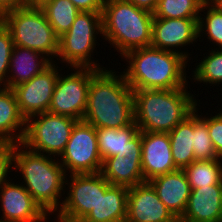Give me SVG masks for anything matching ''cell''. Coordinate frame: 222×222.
<instances>
[{
    "label": "cell",
    "instance_id": "d6a6232c",
    "mask_svg": "<svg viewBox=\"0 0 222 222\" xmlns=\"http://www.w3.org/2000/svg\"><path fill=\"white\" fill-rule=\"evenodd\" d=\"M13 165L14 143L0 142V188L8 181L7 175L11 172Z\"/></svg>",
    "mask_w": 222,
    "mask_h": 222
},
{
    "label": "cell",
    "instance_id": "e0dca14e",
    "mask_svg": "<svg viewBox=\"0 0 222 222\" xmlns=\"http://www.w3.org/2000/svg\"><path fill=\"white\" fill-rule=\"evenodd\" d=\"M179 222H222V185L191 190Z\"/></svg>",
    "mask_w": 222,
    "mask_h": 222
},
{
    "label": "cell",
    "instance_id": "4fadbf2b",
    "mask_svg": "<svg viewBox=\"0 0 222 222\" xmlns=\"http://www.w3.org/2000/svg\"><path fill=\"white\" fill-rule=\"evenodd\" d=\"M197 38L198 18L171 19L153 17L150 45L152 47L181 54L189 61L191 60L189 58L191 55L178 49L197 42ZM174 47L176 48L174 49Z\"/></svg>",
    "mask_w": 222,
    "mask_h": 222
},
{
    "label": "cell",
    "instance_id": "8fae6325",
    "mask_svg": "<svg viewBox=\"0 0 222 222\" xmlns=\"http://www.w3.org/2000/svg\"><path fill=\"white\" fill-rule=\"evenodd\" d=\"M67 177L65 185L68 186L66 191H69L66 193L67 197L60 200L62 205L57 214L69 219L83 220L97 205L100 194H104L111 184L100 172L73 174L69 176L70 181Z\"/></svg>",
    "mask_w": 222,
    "mask_h": 222
},
{
    "label": "cell",
    "instance_id": "f35d334b",
    "mask_svg": "<svg viewBox=\"0 0 222 222\" xmlns=\"http://www.w3.org/2000/svg\"><path fill=\"white\" fill-rule=\"evenodd\" d=\"M4 14L5 12L0 8V24H3Z\"/></svg>",
    "mask_w": 222,
    "mask_h": 222
},
{
    "label": "cell",
    "instance_id": "277c9868",
    "mask_svg": "<svg viewBox=\"0 0 222 222\" xmlns=\"http://www.w3.org/2000/svg\"><path fill=\"white\" fill-rule=\"evenodd\" d=\"M187 88L133 90L134 121L141 132L169 133L195 109Z\"/></svg>",
    "mask_w": 222,
    "mask_h": 222
},
{
    "label": "cell",
    "instance_id": "7c38bea8",
    "mask_svg": "<svg viewBox=\"0 0 222 222\" xmlns=\"http://www.w3.org/2000/svg\"><path fill=\"white\" fill-rule=\"evenodd\" d=\"M57 68L58 66L56 67L52 62L30 81L12 88L19 110L26 120L49 110L56 80L60 73Z\"/></svg>",
    "mask_w": 222,
    "mask_h": 222
},
{
    "label": "cell",
    "instance_id": "9c48e42d",
    "mask_svg": "<svg viewBox=\"0 0 222 222\" xmlns=\"http://www.w3.org/2000/svg\"><path fill=\"white\" fill-rule=\"evenodd\" d=\"M58 160L65 174L68 171L69 175L99 173L103 160L98 150L97 129L83 120L78 121Z\"/></svg>",
    "mask_w": 222,
    "mask_h": 222
},
{
    "label": "cell",
    "instance_id": "74e56055",
    "mask_svg": "<svg viewBox=\"0 0 222 222\" xmlns=\"http://www.w3.org/2000/svg\"><path fill=\"white\" fill-rule=\"evenodd\" d=\"M56 215H58L57 222H83L82 220H74V219L66 218L60 214H56Z\"/></svg>",
    "mask_w": 222,
    "mask_h": 222
},
{
    "label": "cell",
    "instance_id": "3957f363",
    "mask_svg": "<svg viewBox=\"0 0 222 222\" xmlns=\"http://www.w3.org/2000/svg\"><path fill=\"white\" fill-rule=\"evenodd\" d=\"M56 159L33 151L22 143L14 144L13 169L20 171L25 182L22 185L48 216L59 211L62 205L59 199L65 194L63 190L68 175Z\"/></svg>",
    "mask_w": 222,
    "mask_h": 222
},
{
    "label": "cell",
    "instance_id": "52a82bcc",
    "mask_svg": "<svg viewBox=\"0 0 222 222\" xmlns=\"http://www.w3.org/2000/svg\"><path fill=\"white\" fill-rule=\"evenodd\" d=\"M98 34L102 35V12L80 11L70 29L59 37L57 57L72 68L103 69L91 59Z\"/></svg>",
    "mask_w": 222,
    "mask_h": 222
},
{
    "label": "cell",
    "instance_id": "30bf717a",
    "mask_svg": "<svg viewBox=\"0 0 222 222\" xmlns=\"http://www.w3.org/2000/svg\"><path fill=\"white\" fill-rule=\"evenodd\" d=\"M73 70L74 73L67 76L59 74L48 112L81 121L87 108L91 76L96 69L75 67Z\"/></svg>",
    "mask_w": 222,
    "mask_h": 222
},
{
    "label": "cell",
    "instance_id": "83f0119b",
    "mask_svg": "<svg viewBox=\"0 0 222 222\" xmlns=\"http://www.w3.org/2000/svg\"><path fill=\"white\" fill-rule=\"evenodd\" d=\"M203 0H158L156 18H199Z\"/></svg>",
    "mask_w": 222,
    "mask_h": 222
},
{
    "label": "cell",
    "instance_id": "ac0fdd59",
    "mask_svg": "<svg viewBox=\"0 0 222 222\" xmlns=\"http://www.w3.org/2000/svg\"><path fill=\"white\" fill-rule=\"evenodd\" d=\"M102 160L112 156H141L142 132L135 122L122 129H97Z\"/></svg>",
    "mask_w": 222,
    "mask_h": 222
},
{
    "label": "cell",
    "instance_id": "484cf974",
    "mask_svg": "<svg viewBox=\"0 0 222 222\" xmlns=\"http://www.w3.org/2000/svg\"><path fill=\"white\" fill-rule=\"evenodd\" d=\"M222 159L195 160L185 171L191 189L222 185Z\"/></svg>",
    "mask_w": 222,
    "mask_h": 222
},
{
    "label": "cell",
    "instance_id": "e575fe53",
    "mask_svg": "<svg viewBox=\"0 0 222 222\" xmlns=\"http://www.w3.org/2000/svg\"><path fill=\"white\" fill-rule=\"evenodd\" d=\"M126 1L131 2L138 8L145 9L152 13L155 11L158 4V0H126Z\"/></svg>",
    "mask_w": 222,
    "mask_h": 222
},
{
    "label": "cell",
    "instance_id": "5bb4252c",
    "mask_svg": "<svg viewBox=\"0 0 222 222\" xmlns=\"http://www.w3.org/2000/svg\"><path fill=\"white\" fill-rule=\"evenodd\" d=\"M17 183L9 179L0 188V208L3 212L0 222H47L48 215L22 183Z\"/></svg>",
    "mask_w": 222,
    "mask_h": 222
},
{
    "label": "cell",
    "instance_id": "6da1fadb",
    "mask_svg": "<svg viewBox=\"0 0 222 222\" xmlns=\"http://www.w3.org/2000/svg\"><path fill=\"white\" fill-rule=\"evenodd\" d=\"M103 68L92 73L83 121L96 129L128 127L135 122L133 90L124 74Z\"/></svg>",
    "mask_w": 222,
    "mask_h": 222
},
{
    "label": "cell",
    "instance_id": "2e32d148",
    "mask_svg": "<svg viewBox=\"0 0 222 222\" xmlns=\"http://www.w3.org/2000/svg\"><path fill=\"white\" fill-rule=\"evenodd\" d=\"M141 166L144 182L178 170L168 133L142 132Z\"/></svg>",
    "mask_w": 222,
    "mask_h": 222
},
{
    "label": "cell",
    "instance_id": "cb8c5ba5",
    "mask_svg": "<svg viewBox=\"0 0 222 222\" xmlns=\"http://www.w3.org/2000/svg\"><path fill=\"white\" fill-rule=\"evenodd\" d=\"M174 164L184 169L195 161L193 144V112L168 133Z\"/></svg>",
    "mask_w": 222,
    "mask_h": 222
},
{
    "label": "cell",
    "instance_id": "d590c367",
    "mask_svg": "<svg viewBox=\"0 0 222 222\" xmlns=\"http://www.w3.org/2000/svg\"><path fill=\"white\" fill-rule=\"evenodd\" d=\"M25 6L24 0H0V8L6 12Z\"/></svg>",
    "mask_w": 222,
    "mask_h": 222
},
{
    "label": "cell",
    "instance_id": "f546056e",
    "mask_svg": "<svg viewBox=\"0 0 222 222\" xmlns=\"http://www.w3.org/2000/svg\"><path fill=\"white\" fill-rule=\"evenodd\" d=\"M209 53L198 63L192 78L195 82L220 84L222 83V49L220 48V51L219 48L212 49Z\"/></svg>",
    "mask_w": 222,
    "mask_h": 222
},
{
    "label": "cell",
    "instance_id": "d6986e66",
    "mask_svg": "<svg viewBox=\"0 0 222 222\" xmlns=\"http://www.w3.org/2000/svg\"><path fill=\"white\" fill-rule=\"evenodd\" d=\"M158 198L179 219L185 212L191 187L183 169L157 176L148 181Z\"/></svg>",
    "mask_w": 222,
    "mask_h": 222
},
{
    "label": "cell",
    "instance_id": "d4e9b609",
    "mask_svg": "<svg viewBox=\"0 0 222 222\" xmlns=\"http://www.w3.org/2000/svg\"><path fill=\"white\" fill-rule=\"evenodd\" d=\"M40 8L58 37L70 29L80 12L70 0H47Z\"/></svg>",
    "mask_w": 222,
    "mask_h": 222
},
{
    "label": "cell",
    "instance_id": "8992f818",
    "mask_svg": "<svg viewBox=\"0 0 222 222\" xmlns=\"http://www.w3.org/2000/svg\"><path fill=\"white\" fill-rule=\"evenodd\" d=\"M3 24L11 33L14 46L38 51L55 62L52 59L58 55L59 37L40 7L23 6L6 11Z\"/></svg>",
    "mask_w": 222,
    "mask_h": 222
},
{
    "label": "cell",
    "instance_id": "603a6c76",
    "mask_svg": "<svg viewBox=\"0 0 222 222\" xmlns=\"http://www.w3.org/2000/svg\"><path fill=\"white\" fill-rule=\"evenodd\" d=\"M25 128L26 119L19 110L14 91L0 86V142L21 143Z\"/></svg>",
    "mask_w": 222,
    "mask_h": 222
},
{
    "label": "cell",
    "instance_id": "7402d4cb",
    "mask_svg": "<svg viewBox=\"0 0 222 222\" xmlns=\"http://www.w3.org/2000/svg\"><path fill=\"white\" fill-rule=\"evenodd\" d=\"M100 173L113 186H123L129 189L144 182L141 156L105 158Z\"/></svg>",
    "mask_w": 222,
    "mask_h": 222
},
{
    "label": "cell",
    "instance_id": "4dcf8cb0",
    "mask_svg": "<svg viewBox=\"0 0 222 222\" xmlns=\"http://www.w3.org/2000/svg\"><path fill=\"white\" fill-rule=\"evenodd\" d=\"M13 47V38L10 31L4 24H0V86H3L7 82Z\"/></svg>",
    "mask_w": 222,
    "mask_h": 222
},
{
    "label": "cell",
    "instance_id": "f1b7e54d",
    "mask_svg": "<svg viewBox=\"0 0 222 222\" xmlns=\"http://www.w3.org/2000/svg\"><path fill=\"white\" fill-rule=\"evenodd\" d=\"M198 104L193 111V150L195 160H213L220 158L212 144L207 124L200 118ZM198 109V110H197ZM199 114V115H198Z\"/></svg>",
    "mask_w": 222,
    "mask_h": 222
},
{
    "label": "cell",
    "instance_id": "ffe728a7",
    "mask_svg": "<svg viewBox=\"0 0 222 222\" xmlns=\"http://www.w3.org/2000/svg\"><path fill=\"white\" fill-rule=\"evenodd\" d=\"M51 63L46 56L38 51L14 46L11 53L7 82L1 87L12 89L21 83L30 81Z\"/></svg>",
    "mask_w": 222,
    "mask_h": 222
},
{
    "label": "cell",
    "instance_id": "44dd1931",
    "mask_svg": "<svg viewBox=\"0 0 222 222\" xmlns=\"http://www.w3.org/2000/svg\"><path fill=\"white\" fill-rule=\"evenodd\" d=\"M127 187L111 185L100 194L95 208L82 220L83 222H125L128 204Z\"/></svg>",
    "mask_w": 222,
    "mask_h": 222
},
{
    "label": "cell",
    "instance_id": "9a60e30c",
    "mask_svg": "<svg viewBox=\"0 0 222 222\" xmlns=\"http://www.w3.org/2000/svg\"><path fill=\"white\" fill-rule=\"evenodd\" d=\"M125 222H179L149 182L129 188Z\"/></svg>",
    "mask_w": 222,
    "mask_h": 222
},
{
    "label": "cell",
    "instance_id": "836d02e7",
    "mask_svg": "<svg viewBox=\"0 0 222 222\" xmlns=\"http://www.w3.org/2000/svg\"><path fill=\"white\" fill-rule=\"evenodd\" d=\"M82 12H102L105 0H70Z\"/></svg>",
    "mask_w": 222,
    "mask_h": 222
},
{
    "label": "cell",
    "instance_id": "5b68a950",
    "mask_svg": "<svg viewBox=\"0 0 222 222\" xmlns=\"http://www.w3.org/2000/svg\"><path fill=\"white\" fill-rule=\"evenodd\" d=\"M153 13L126 0H105L102 11V35L120 56L152 41Z\"/></svg>",
    "mask_w": 222,
    "mask_h": 222
},
{
    "label": "cell",
    "instance_id": "4316f807",
    "mask_svg": "<svg viewBox=\"0 0 222 222\" xmlns=\"http://www.w3.org/2000/svg\"><path fill=\"white\" fill-rule=\"evenodd\" d=\"M205 10L207 12L204 19L201 16L202 14H199L198 37L201 39L204 34L208 36L207 39L210 42H213L212 44L215 43L214 45L217 44L216 46L222 49V10L214 1L204 2L200 12H204Z\"/></svg>",
    "mask_w": 222,
    "mask_h": 222
},
{
    "label": "cell",
    "instance_id": "8d00e7d4",
    "mask_svg": "<svg viewBox=\"0 0 222 222\" xmlns=\"http://www.w3.org/2000/svg\"><path fill=\"white\" fill-rule=\"evenodd\" d=\"M47 0H24L25 6L40 7Z\"/></svg>",
    "mask_w": 222,
    "mask_h": 222
},
{
    "label": "cell",
    "instance_id": "ab89813d",
    "mask_svg": "<svg viewBox=\"0 0 222 222\" xmlns=\"http://www.w3.org/2000/svg\"><path fill=\"white\" fill-rule=\"evenodd\" d=\"M222 10V0H213Z\"/></svg>",
    "mask_w": 222,
    "mask_h": 222
},
{
    "label": "cell",
    "instance_id": "1f68e13d",
    "mask_svg": "<svg viewBox=\"0 0 222 222\" xmlns=\"http://www.w3.org/2000/svg\"><path fill=\"white\" fill-rule=\"evenodd\" d=\"M212 116V117H211ZM210 117L201 116L200 118L207 124L208 133L217 155L222 158V116L216 113Z\"/></svg>",
    "mask_w": 222,
    "mask_h": 222
},
{
    "label": "cell",
    "instance_id": "7a4b0ae2",
    "mask_svg": "<svg viewBox=\"0 0 222 222\" xmlns=\"http://www.w3.org/2000/svg\"><path fill=\"white\" fill-rule=\"evenodd\" d=\"M123 58L129 63L123 74L132 90L188 88V60L181 54L149 46L131 50Z\"/></svg>",
    "mask_w": 222,
    "mask_h": 222
},
{
    "label": "cell",
    "instance_id": "ba28073f",
    "mask_svg": "<svg viewBox=\"0 0 222 222\" xmlns=\"http://www.w3.org/2000/svg\"><path fill=\"white\" fill-rule=\"evenodd\" d=\"M77 122L72 117L48 111L34 115L26 120L21 143L33 151L60 157Z\"/></svg>",
    "mask_w": 222,
    "mask_h": 222
}]
</instances>
